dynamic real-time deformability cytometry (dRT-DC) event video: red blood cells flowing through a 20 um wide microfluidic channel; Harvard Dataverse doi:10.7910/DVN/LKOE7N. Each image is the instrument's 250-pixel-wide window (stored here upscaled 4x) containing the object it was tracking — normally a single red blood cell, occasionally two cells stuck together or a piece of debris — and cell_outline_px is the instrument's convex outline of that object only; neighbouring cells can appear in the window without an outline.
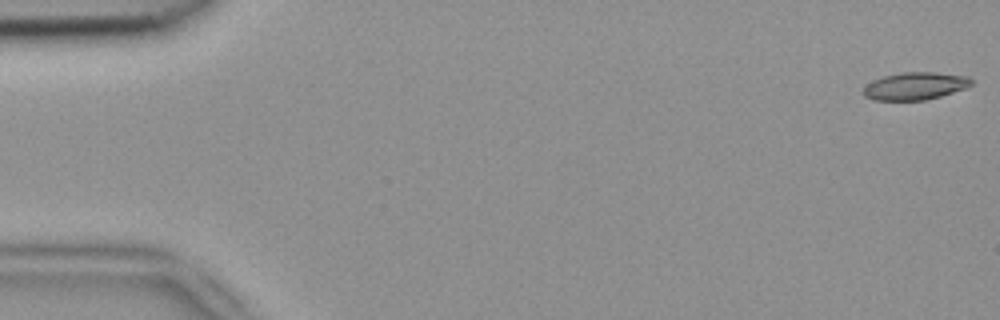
{"species": "common noctule bat (a hibernating species)", "species_latin": "Nyctalus noctula", "temperature_condition": "room temperature", "stored_images_in_passage": 5, "camera_frame_rate_fps": 3000, "um_per_image_px": 0.085, "animal": {"sex": "female", "body_mass_g": 18.4}, "frame": {"image": 1, "passage_image": 1, "time_ms": 0.0, "image_size_px": [1000, 320], "cell_outline_px": [[972, 84], [964, 88], [940, 96], [924, 100], [872, 100], [864, 96], [864, 88], [872, 80], [884, 76], [900, 72], [936, 72], [968, 76], [972, 80]], "centroid_in_image_um": [77.77, 7.3], "position_along_channel_um": 7.2, "area_um2": 17.22}}